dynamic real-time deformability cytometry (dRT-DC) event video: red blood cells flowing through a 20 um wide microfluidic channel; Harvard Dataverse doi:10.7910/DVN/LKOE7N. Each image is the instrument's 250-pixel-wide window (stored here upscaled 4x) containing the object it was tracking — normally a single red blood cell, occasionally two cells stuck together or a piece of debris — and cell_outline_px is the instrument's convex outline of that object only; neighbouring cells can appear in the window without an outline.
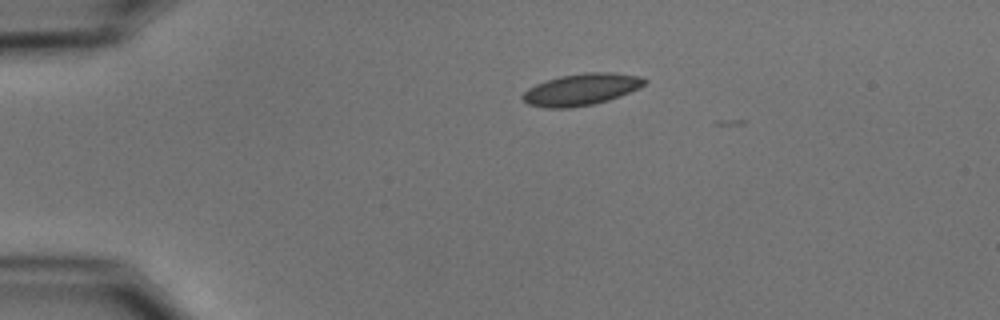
{"species": "common noctule bat (a hibernating species)", "species_latin": "Nyctalus noctula", "temperature_condition": "cold", "stored_images_in_passage": 2, "camera_frame_rate_fps": 3000, "um_per_image_px": 0.085, "animal": {"sex": "male", "body_mass_g": 15.6}, "frame": {"image": 1, "passage_image": 1, "time_ms": 0.0, "image_size_px": [1000, 320], "cell_outline_px": [[648, 80], [640, 88], [620, 96], [608, 100], [592, 104], [568, 108], [544, 108], [528, 104], [520, 96], [528, 88], [536, 84], [560, 76], [584, 72], [612, 72], [640, 76]], "centroid_in_image_um": [49.41, 7.6], "position_along_channel_um": 35.6, "area_um2": 22.54}}